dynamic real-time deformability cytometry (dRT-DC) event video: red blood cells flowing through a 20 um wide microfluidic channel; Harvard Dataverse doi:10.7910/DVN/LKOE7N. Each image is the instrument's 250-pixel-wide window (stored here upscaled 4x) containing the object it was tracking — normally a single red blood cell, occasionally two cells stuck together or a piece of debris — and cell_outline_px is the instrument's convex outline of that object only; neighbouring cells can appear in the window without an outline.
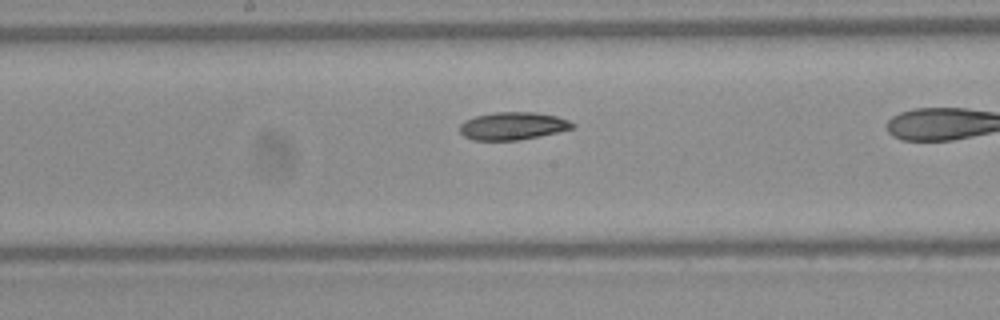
{"species": "Egyptian fruit bat (a non-hibernating species)", "species_latin": "Rousettus aegyptiacus", "temperature_condition": "warm", "stored_images_in_passage": 32, "camera_frame_rate_fps": 3000, "um_per_image_px": 0.085, "frame": {"image": 1, "passage_image": 19, "time_ms": 6.0, "image_size_px": [1000, 320], "cell_outline_px": [[576, 124], [572, 128], [540, 136], [520, 140], [472, 140], [464, 136], [460, 132], [460, 124], [464, 120], [472, 116], [496, 112], [532, 112], [556, 116], [568, 120]], "centroid_in_image_um": [43.54, 10.7], "position_along_channel_um": 204.7, "area_um2": 18.21}}